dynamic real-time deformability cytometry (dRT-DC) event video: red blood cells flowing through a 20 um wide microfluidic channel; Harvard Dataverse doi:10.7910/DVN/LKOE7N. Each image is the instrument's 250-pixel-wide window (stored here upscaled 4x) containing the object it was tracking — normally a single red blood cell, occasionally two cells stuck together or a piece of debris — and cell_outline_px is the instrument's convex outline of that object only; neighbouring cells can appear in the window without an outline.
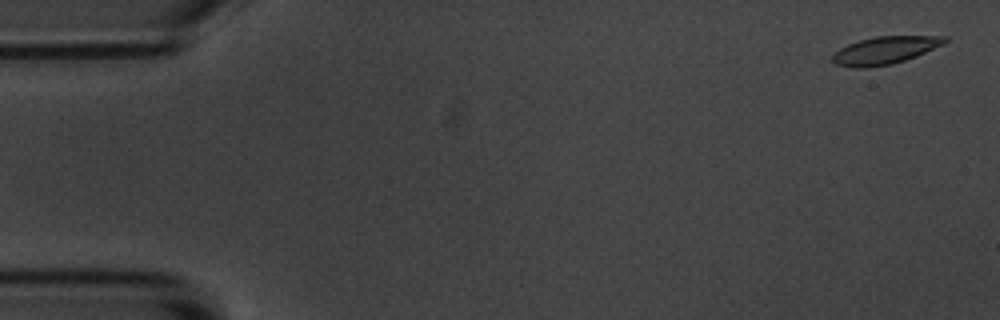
{"species": "common noctule bat (a hibernating species)", "species_latin": "Nyctalus noctula", "temperature_condition": "room temperature", "stored_images_in_passage": 5, "camera_frame_rate_fps": 3000, "um_per_image_px": 0.085, "animal": {"sex": "male", "body_mass_g": 20.1, "forearm_length_mm": 53.5}, "frame": {"image": 1, "passage_image": 1, "time_ms": 0.0, "image_size_px": [1000, 320], "cell_outline_px": [[948, 40], [944, 44], [916, 56], [892, 64], [864, 68], [852, 68], [836, 64], [832, 60], [832, 56], [840, 48], [848, 44], [860, 40], [876, 36], [948, 36]], "centroid_in_image_um": [75.22, 4.28], "position_along_channel_um": 9.8, "area_um2": 17.98}}
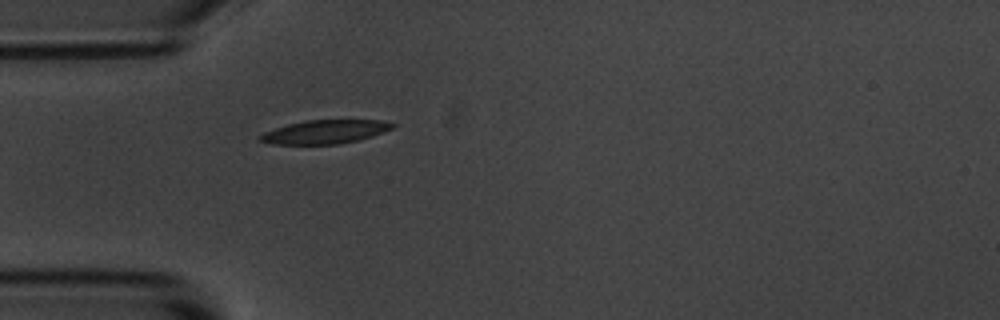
{"frame": {"image": 2, "passage_image": 5, "time_ms": 4.667, "image_size_px": [1000, 320], "cell_outline_px": [[396, 124], [392, 128], [372, 136], [360, 140], [336, 144], [272, 144], [256, 140], [256, 136], [264, 132], [288, 124], [304, 120], [384, 120]], "centroid_in_image_um": [27.58, 11.2], "position_along_channel_um": 57.4, "area_um2": 18.32}}